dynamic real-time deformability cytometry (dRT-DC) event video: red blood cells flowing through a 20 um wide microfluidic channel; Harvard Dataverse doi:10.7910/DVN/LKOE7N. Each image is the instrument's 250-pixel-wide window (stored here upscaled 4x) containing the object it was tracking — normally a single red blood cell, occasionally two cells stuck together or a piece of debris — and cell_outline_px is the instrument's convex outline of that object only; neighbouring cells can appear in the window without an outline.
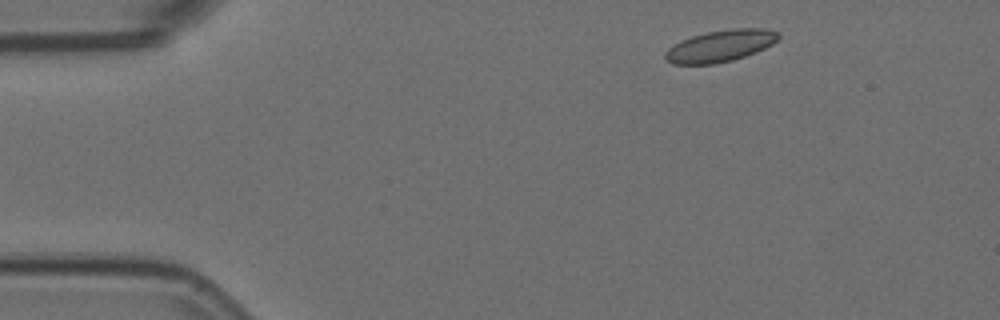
{"species": "Egyptian fruit bat (a non-hibernating species)", "species_latin": "Rousettus aegyptiacus", "temperature_condition": "room temperature", "stored_images_in_passage": 3, "camera_frame_rate_fps": 3000, "um_per_image_px": 0.085, "animal": {"sex": "female"}, "frame": {"image": 1, "passage_image": 1, "time_ms": 0.0, "image_size_px": [1000, 320], "cell_outline_px": [[780, 36], [772, 44], [756, 52], [732, 60], [712, 64], [672, 64], [664, 56], [664, 52], [668, 48], [680, 40], [692, 36], [708, 32], [732, 28], [764, 28], [780, 32]], "centroid_in_image_um": [61.23, 3.89], "position_along_channel_um": 23.8, "area_um2": 20.87}}